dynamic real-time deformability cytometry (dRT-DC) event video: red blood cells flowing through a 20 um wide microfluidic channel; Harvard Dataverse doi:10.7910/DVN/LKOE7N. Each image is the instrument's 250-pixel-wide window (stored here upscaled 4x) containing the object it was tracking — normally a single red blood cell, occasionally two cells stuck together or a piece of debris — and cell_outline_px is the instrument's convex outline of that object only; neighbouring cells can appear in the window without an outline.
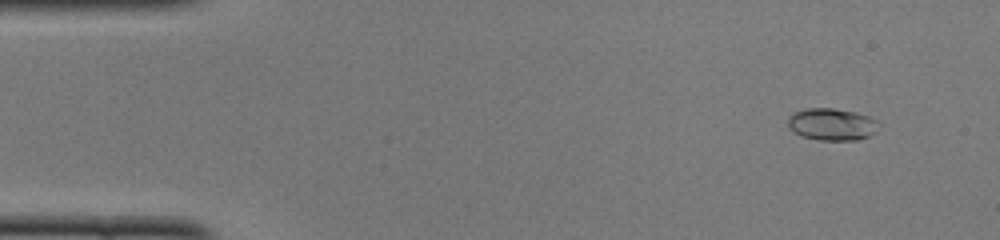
{"species": "common noctule bat (a hibernating species)", "species_latin": "Nyctalus noctula", "temperature_condition": "cold", "stored_images_in_passage": 49, "camera_frame_rate_fps": 3000, "um_per_image_px": 0.085, "animal": {"sex": "female", "body_mass_g": 22.0, "forearm_length_mm": 56.7}, "frame": {"image": 1, "passage_image": 4, "time_ms": 1.0, "image_size_px": [1000, 240], "cell_outline_px": [[876, 120], [872, 132], [868, 136], [856, 140], [820, 140], [800, 136], [792, 132], [788, 128], [788, 116], [792, 112], [808, 108], [832, 108], [856, 112], [868, 116]], "centroid_in_image_um": [70.59, 10.56], "position_along_channel_um": 14.4, "area_um2": 16.82}}
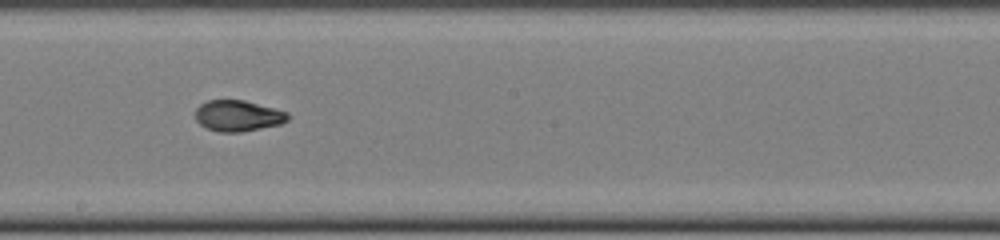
{"frame": {"image": 2, "passage_image": 27, "time_ms": 8.667, "image_size_px": [1000, 240], "cell_outline_px": [[292, 116], [288, 120], [280, 124], [240, 132], [220, 132], [204, 128], [196, 120], [196, 108], [200, 104], [208, 100], [244, 100], [288, 112]], "centroid_in_image_um": [20.23, 9.84], "position_along_channel_um": 228.0, "area_um2": 16.76}}
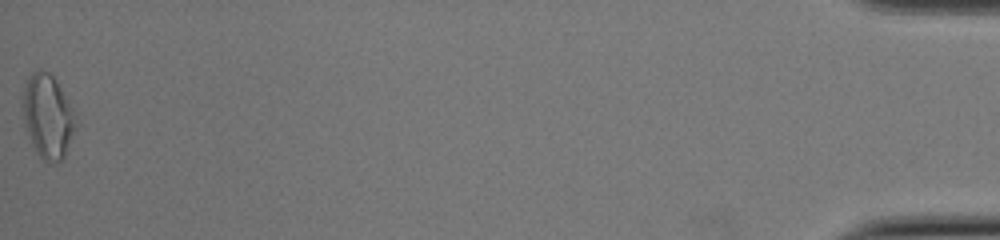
{"frame": {"image": 3, "passage_image": 49, "time_ms": 16.0, "image_size_px": [1000, 240], "cell_outline_px": [[80, 124], [60, 164], [48, 164], [36, 152], [24, 128], [20, 104], [20, 100], [28, 76], [32, 72], [40, 68], [48, 72], [56, 80], [72, 108]], "centroid_in_image_um": [4.05, 9.92], "position_along_channel_um": 431.1, "area_um2": 26.93}, "authors_computed_cell_mechanics": {"area_um2": 16.8198, "velocity_mm_per_s": 4.1117, "shape_relaxation_time_tau1_ms": 4.0778, "shape_relaxation_time_tau2_ms": 1.4784, "deformation_change_tau1": 0.1776, "deformation_change_tau2": 0.0621}}